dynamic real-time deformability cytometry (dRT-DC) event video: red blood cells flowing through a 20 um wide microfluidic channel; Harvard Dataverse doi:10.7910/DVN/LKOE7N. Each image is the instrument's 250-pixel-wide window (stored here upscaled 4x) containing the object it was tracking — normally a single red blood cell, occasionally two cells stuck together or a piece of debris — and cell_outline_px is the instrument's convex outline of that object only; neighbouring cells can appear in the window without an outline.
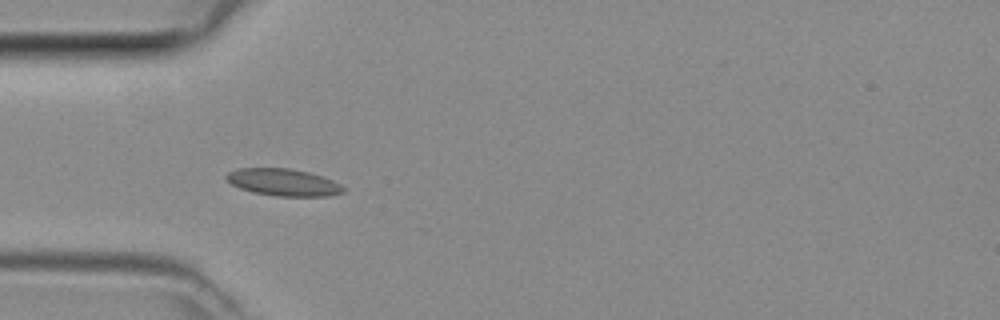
{"species": "common noctule bat (a hibernating species)", "species_latin": "Nyctalus noctula", "temperature_condition": "room temperature", "stored_images_in_passage": 5, "camera_frame_rate_fps": 3000, "um_per_image_px": 0.085, "animal": {"sex": "female", "body_mass_g": 29.2, "forearm_length_mm": 56.3}, "frame": {"image": 1, "passage_image": 4, "time_ms": 1.0, "image_size_px": [1000, 320], "cell_outline_px": [[348, 188], [344, 192], [328, 196], [276, 196], [252, 192], [240, 188], [232, 184], [224, 176], [228, 172], [236, 168], [288, 168], [308, 172], [324, 176]], "centroid_in_image_um": [24.11, 15.49], "position_along_channel_um": 60.9, "area_um2": 18.61}}
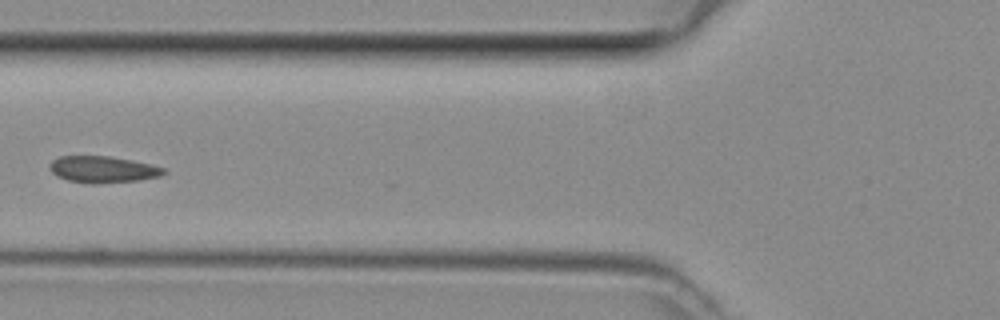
{"frame": {"image": 2, "passage_image": 5, "time_ms": 1.333, "image_size_px": [1000, 320], "cell_outline_px": [[168, 172], [160, 176], [140, 180], [96, 184], [88, 184], [68, 180], [56, 176], [48, 168], [48, 164], [52, 160], [60, 156], [108, 156], [132, 160], [152, 164], [164, 168]], "centroid_in_image_um": [8.73, 14.4], "position_along_channel_um": 117.1, "area_um2": 17.92}}